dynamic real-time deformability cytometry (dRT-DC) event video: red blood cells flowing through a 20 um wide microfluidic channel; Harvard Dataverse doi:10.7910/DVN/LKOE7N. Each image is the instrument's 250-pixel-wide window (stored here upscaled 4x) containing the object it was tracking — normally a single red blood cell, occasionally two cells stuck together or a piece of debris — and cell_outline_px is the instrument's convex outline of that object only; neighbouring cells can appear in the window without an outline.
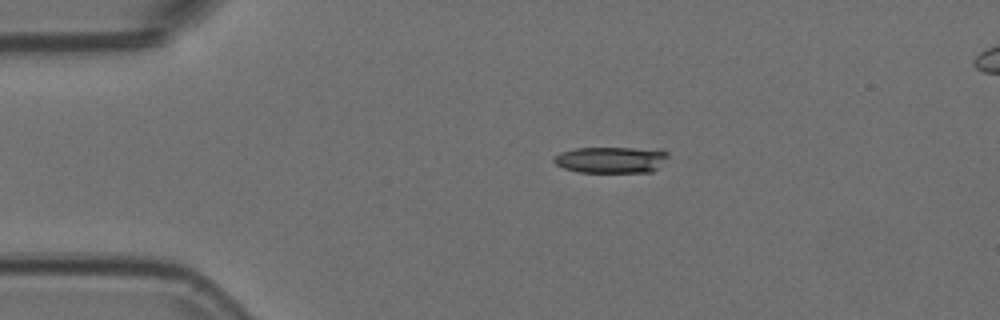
{"species": "Egyptian fruit bat (a non-hibernating species)", "species_latin": "Rousettus aegyptiacus", "temperature_condition": "room temperature", "stored_images_in_passage": 3, "camera_frame_rate_fps": 3000, "um_per_image_px": 0.085, "animal": {"sex": "female"}, "frame": {"image": 1, "passage_image": 1, "time_ms": 0.0, "image_size_px": [1000, 320], "cell_outline_px": [[668, 156], [652, 172], [580, 172], [564, 168], [556, 164], [552, 160], [560, 152], [576, 148], [660, 148], [668, 152]], "centroid_in_image_um": [51.96, 13.57], "position_along_channel_um": 33.0, "area_um2": 17.51}}